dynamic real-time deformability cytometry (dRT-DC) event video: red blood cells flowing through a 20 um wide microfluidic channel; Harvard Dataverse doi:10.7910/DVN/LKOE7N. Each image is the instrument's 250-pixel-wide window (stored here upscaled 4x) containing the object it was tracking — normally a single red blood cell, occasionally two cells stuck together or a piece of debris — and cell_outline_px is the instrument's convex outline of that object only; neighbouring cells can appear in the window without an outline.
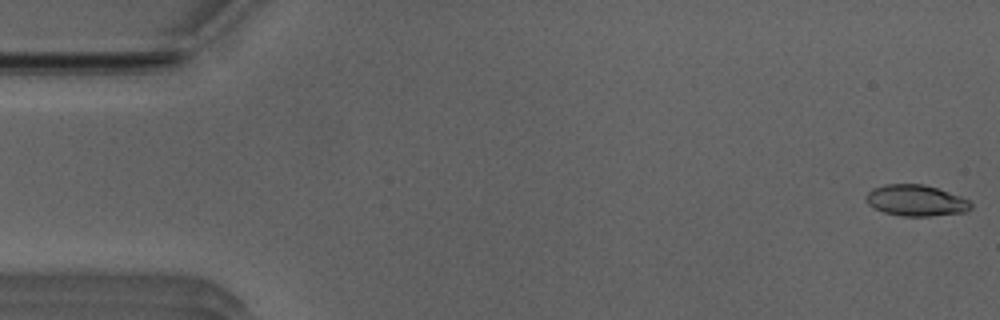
{"species": "Egyptian fruit bat (a non-hibernating species)", "species_latin": "Rousettus aegyptiacus", "temperature_condition": "room temperature", "stored_images_in_passage": 51, "camera_frame_rate_fps": 3000, "um_per_image_px": 0.085, "animal": {"sex": "male"}, "frame": {"image": 1, "passage_image": 1, "time_ms": 0.0, "image_size_px": [1000, 320], "cell_outline_px": [[972, 208], [964, 212], [932, 216], [900, 216], [884, 212], [872, 208], [864, 200], [864, 196], [872, 188], [884, 184], [924, 184], [960, 196], [968, 200], [972, 204]], "centroid_in_image_um": [77.8, 17.04], "position_along_channel_um": 7.2, "area_um2": 19.19}}
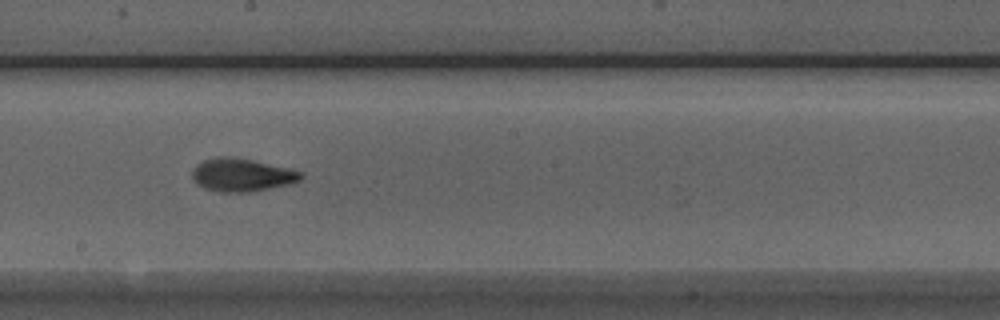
{"frame": {"image": 2, "passage_image": 28, "time_ms": 9.0, "image_size_px": [1000, 320], "cell_outline_px": [[304, 176], [300, 180], [288, 184], [248, 192], [220, 192], [204, 188], [196, 184], [192, 176], [192, 168], [196, 164], [204, 160], [220, 156], [228, 156], [252, 160], [288, 168], [304, 172]], "centroid_in_image_um": [20.53, 14.86], "position_along_channel_um": 227.7, "area_um2": 20.87}}
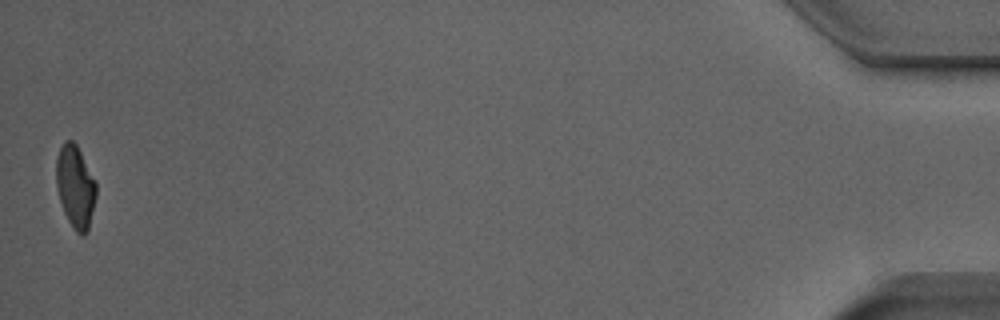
{"frame": {"image": 3, "passage_image": 51, "time_ms": 16.667, "image_size_px": [1000, 320], "cell_outline_px": [[96, 196], [88, 232], [84, 236], [80, 236], [72, 228], [64, 212], [56, 188], [56, 160], [60, 148], [64, 140], [72, 140], [76, 144], [96, 180]], "centroid_in_image_um": [6.41, 15.89], "position_along_channel_um": 428.8, "area_um2": 19.42}, "authors_computed_cell_mechanics": {"area_um2": 19.7676, "velocity_mm_per_s": 3.9551, "shape_relaxation_time_tau1_ms": 5.5127, "shape_relaxation_time_tau2_ms": 2.0163, "deformation_change_tau1": 0.1789, "deformation_change_tau2": 0.0801}}